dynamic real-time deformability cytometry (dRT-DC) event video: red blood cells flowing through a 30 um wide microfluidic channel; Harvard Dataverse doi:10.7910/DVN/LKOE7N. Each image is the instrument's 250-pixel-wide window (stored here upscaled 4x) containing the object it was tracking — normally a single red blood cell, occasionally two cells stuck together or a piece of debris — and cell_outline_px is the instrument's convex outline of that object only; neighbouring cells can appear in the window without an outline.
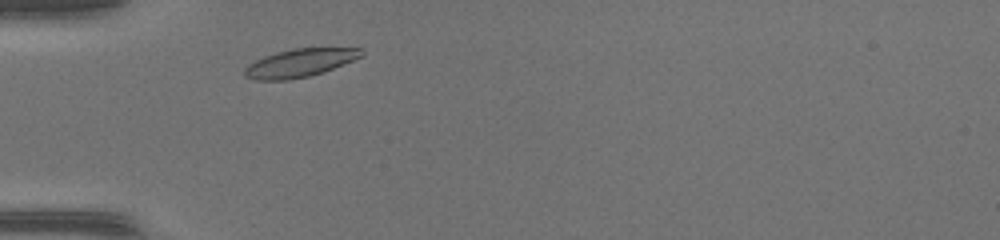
{"species": "common noctule bat (a hibernating species)", "species_latin": "Nyctalus noctula", "temperature_condition": "warm", "stored_images_in_passage": 29, "camera_frame_rate_fps": 3000, "um_per_image_px": 0.085, "animal": {"sex": "female", "body_mass_g": 17.0, "forearm_length_mm": 48.0}, "frame": {"image": 1, "passage_image": 1, "time_ms": 0.0, "image_size_px": [1000, 240], "cell_outline_px": [[364, 56], [332, 68], [308, 76], [288, 80], [252, 80], [244, 76], [244, 68], [248, 64], [264, 56], [276, 52], [292, 48], [360, 48], [364, 52]], "centroid_in_image_um": [25.44, 5.34], "position_along_channel_um": 59.6, "area_um2": 19.07}}
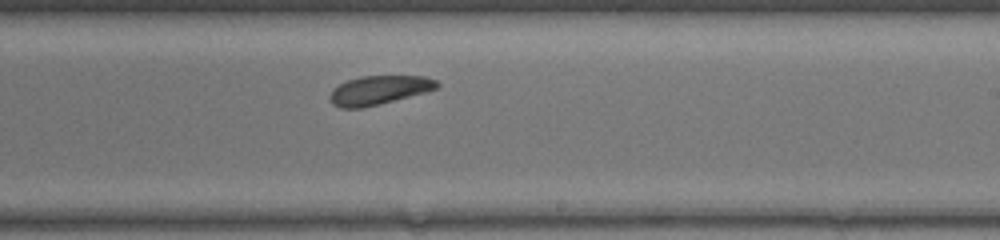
{"frame": {"image": 2, "passage_image": 16, "time_ms": 5.0, "image_size_px": [1000, 240], "cell_outline_px": [[440, 84], [436, 88], [428, 92], [360, 108], [340, 108], [332, 104], [328, 96], [332, 88], [348, 80], [360, 76], [424, 76], [436, 80]], "centroid_in_image_um": [32.19, 7.66], "position_along_channel_um": 256.8, "area_um2": 18.03}}
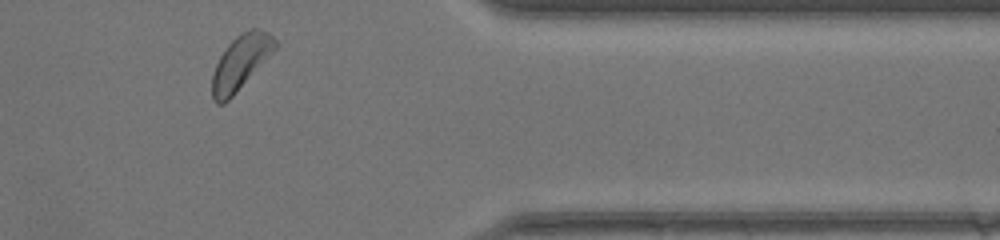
{"frame": {"image": 3, "passage_image": 27, "time_ms": 8.667, "image_size_px": [1000, 240], "cell_outline_px": [[276, 48], [232, 96], [224, 104], [216, 104], [212, 100], [212, 72], [220, 56], [228, 44], [236, 36], [252, 28], [260, 28], [268, 32], [276, 40]], "centroid_in_image_um": [20.42, 5.3], "position_along_channel_um": 391.0, "area_um2": 19.59}, "authors_computed_cell_mechanics": {"area_um2": 18.8428, "velocity_mm_per_s": 4.0954, "shape_relaxation_time_tau1_ms": 1.2904, "shape_relaxation_time_tau2_ms": null, "deformation_change_tau1": 0.0545, "deformation_change_tau2": null}}